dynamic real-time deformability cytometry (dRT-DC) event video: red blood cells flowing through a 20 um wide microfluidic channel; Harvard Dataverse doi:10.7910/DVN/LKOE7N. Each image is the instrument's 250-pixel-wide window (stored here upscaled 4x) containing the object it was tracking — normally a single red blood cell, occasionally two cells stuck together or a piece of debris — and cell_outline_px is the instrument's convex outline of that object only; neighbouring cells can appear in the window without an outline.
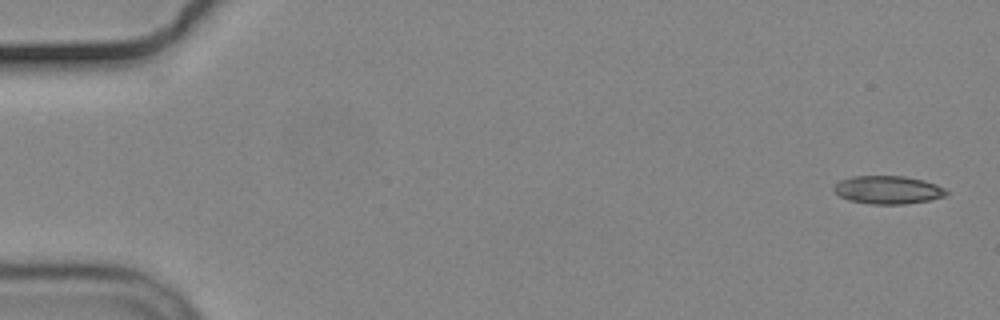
{"species": "common noctule bat (a hibernating species)", "species_latin": "Nyctalus noctula", "temperature_condition": "cold", "stored_images_in_passage": 13, "camera_frame_rate_fps": 3000, "um_per_image_px": 0.085, "animal": {"sex": "male", "body_mass_g": 19.2, "forearm_length_mm": 51.8}, "frame": {"image": 1, "passage_image": 1, "time_ms": 0.0, "image_size_px": [1000, 320], "cell_outline_px": [[948, 192], [944, 196], [928, 200], [904, 204], [872, 204], [848, 200], [840, 196], [832, 188], [840, 180], [852, 176], [904, 176], [924, 180], [936, 184], [944, 188]], "centroid_in_image_um": [75.46, 16.13], "position_along_channel_um": 9.5, "area_um2": 18.32}}